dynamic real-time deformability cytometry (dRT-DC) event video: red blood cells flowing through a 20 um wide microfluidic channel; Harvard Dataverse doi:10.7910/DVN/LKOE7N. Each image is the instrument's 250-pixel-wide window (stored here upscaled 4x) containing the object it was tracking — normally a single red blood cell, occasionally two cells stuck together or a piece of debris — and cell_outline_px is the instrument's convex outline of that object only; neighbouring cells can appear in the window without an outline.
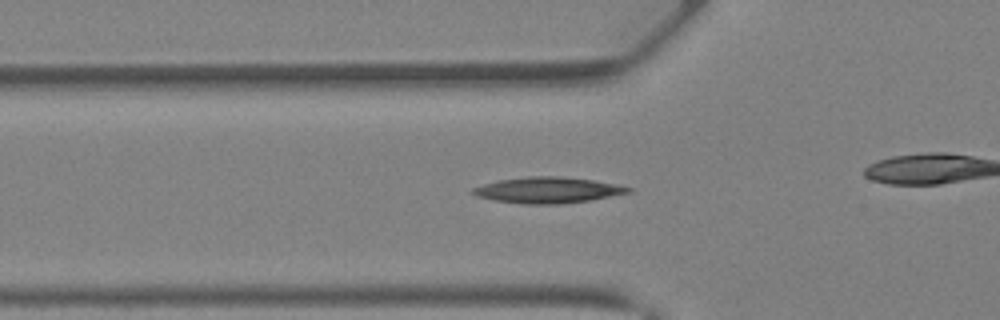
{"species": "Egyptian fruit bat (a non-hibernating species)", "species_latin": "Rousettus aegyptiacus", "temperature_condition": "warm", "stored_images_in_passage": 29, "camera_frame_rate_fps": 3000, "um_per_image_px": 0.085, "animal": {"sex": "female"}, "frame": {"image": 1, "passage_image": 6, "time_ms": 1.667, "image_size_px": [1000, 320], "cell_outline_px": [[632, 192], [592, 200], [560, 204], [520, 204], [496, 200], [476, 196], [468, 192], [472, 188], [484, 184], [500, 180], [528, 176], [560, 176], [592, 180], [616, 184], [632, 188]], "centroid_in_image_um": [46.56, 16.16], "position_along_channel_um": 79.2, "area_um2": 23.58}}
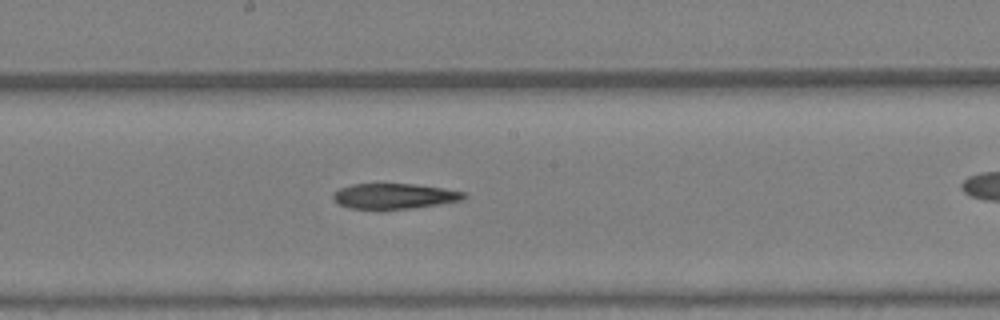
{"frame": {"image": 2, "passage_image": 14, "time_ms": 4.333, "image_size_px": [1000, 320], "cell_outline_px": [[468, 196], [464, 200], [412, 208], [348, 208], [332, 200], [332, 192], [340, 188], [352, 184], [416, 184], [444, 188], [464, 192]], "centroid_in_image_um": [33.52, 16.65], "position_along_channel_um": 214.7, "area_um2": 19.25}}
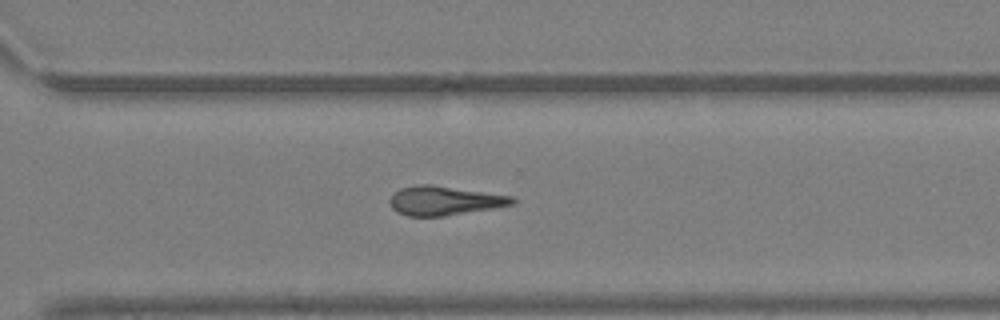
{"frame": {"image": 3, "passage_image": 21, "time_ms": 6.667, "image_size_px": [1000, 320], "cell_outline_px": [[516, 200], [512, 204], [492, 208], [444, 216], [408, 216], [396, 212], [392, 208], [388, 200], [392, 192], [400, 188], [416, 184], [432, 184], [516, 196]], "centroid_in_image_um": [37.73, 17.04], "position_along_channel_um": 332.9, "area_um2": 21.1}}